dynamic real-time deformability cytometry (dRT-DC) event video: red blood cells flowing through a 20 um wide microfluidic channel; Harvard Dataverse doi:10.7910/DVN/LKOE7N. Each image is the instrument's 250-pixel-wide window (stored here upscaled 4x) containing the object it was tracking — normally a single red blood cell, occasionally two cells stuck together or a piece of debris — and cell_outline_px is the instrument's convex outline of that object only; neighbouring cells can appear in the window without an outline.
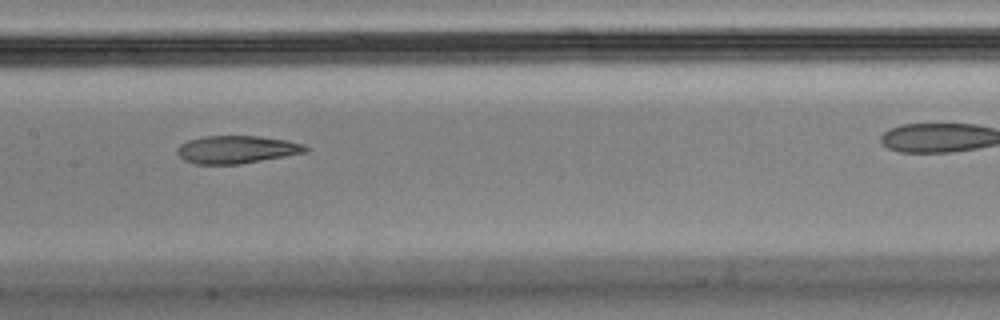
{"species": "Egyptian fruit bat (a non-hibernating species)", "species_latin": "Rousettus aegyptiacus", "temperature_condition": "cold", "stored_images_in_passage": 9, "camera_frame_rate_fps": 3000, "um_per_image_px": 0.085, "animal": {"sex": "male"}, "frame": {"image": 1, "passage_image": 8, "time_ms": 2.333, "image_size_px": [1000, 320], "cell_outline_px": [[308, 152], [240, 164], [196, 164], [184, 160], [176, 152], [176, 148], [180, 144], [188, 140], [204, 136], [260, 136], [288, 140], [304, 144], [308, 148]], "centroid_in_image_um": [20.12, 12.7], "position_along_channel_um": 187.3, "area_um2": 20.87}}